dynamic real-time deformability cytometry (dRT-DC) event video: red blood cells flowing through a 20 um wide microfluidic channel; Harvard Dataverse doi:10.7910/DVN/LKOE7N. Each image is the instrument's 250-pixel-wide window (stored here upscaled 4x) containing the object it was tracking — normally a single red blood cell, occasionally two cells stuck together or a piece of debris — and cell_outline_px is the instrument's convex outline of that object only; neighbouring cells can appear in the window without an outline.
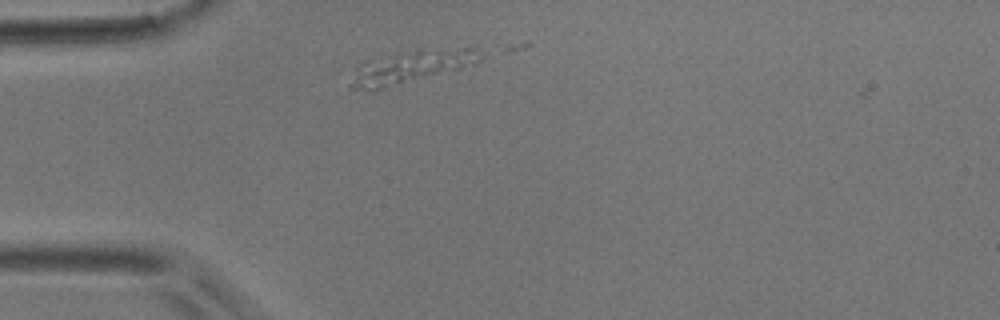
{"species": "common noctule bat (a hibernating species)", "species_latin": "Nyctalus noctula", "temperature_condition": "room temperature", "stored_images_in_passage": 1, "camera_frame_rate_fps": 3000, "um_per_image_px": 0.085, "animal": {"sex": "male", "body_mass_g": 17.9}, "frame": {"image": 1, "passage_image": 1, "time_ms": 0.0, "image_size_px": [1000, 320], "cell_outline_px": [[484, 56], [476, 64], [372, 92], [348, 88], [348, 84], [356, 68], [416, 48], [476, 44], [480, 44]], "centroid_in_image_um": [35.2, 5.63], "position_along_channel_um": 49.8, "area_um2": 25.49}}